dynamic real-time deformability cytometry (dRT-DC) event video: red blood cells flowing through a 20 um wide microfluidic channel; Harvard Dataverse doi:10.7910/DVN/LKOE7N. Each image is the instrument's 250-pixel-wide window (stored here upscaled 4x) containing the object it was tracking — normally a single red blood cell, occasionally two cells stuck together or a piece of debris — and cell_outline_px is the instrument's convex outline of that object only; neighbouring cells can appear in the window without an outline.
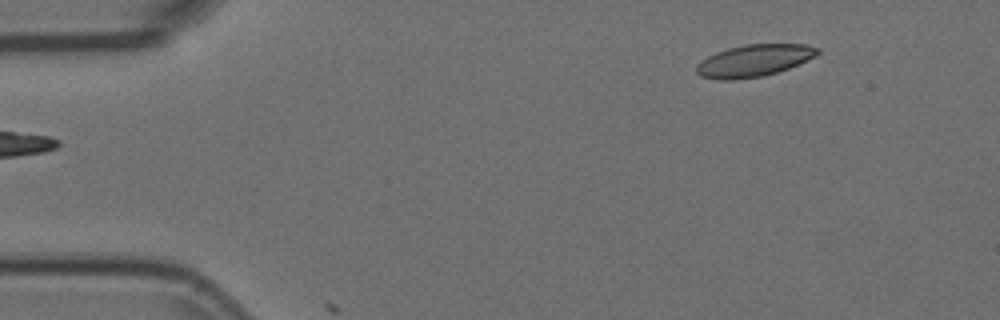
{"species": "Egyptian fruit bat (a non-hibernating species)", "species_latin": "Rousettus aegyptiacus", "temperature_condition": "room temperature", "stored_images_in_passage": 10, "camera_frame_rate_fps": 3000, "um_per_image_px": 0.085, "animal": {"sex": "female"}, "frame": {"image": 1, "passage_image": 1, "time_ms": 0.0, "image_size_px": [1000, 320], "cell_outline_px": [[820, 52], [816, 56], [788, 68], [776, 72], [760, 76], [732, 80], [720, 80], [700, 76], [696, 72], [696, 64], [708, 56], [716, 52], [728, 48], [748, 44], [808, 44], [820, 48]], "centroid_in_image_um": [64.09, 5.14], "position_along_channel_um": 20.9, "area_um2": 22.48}}
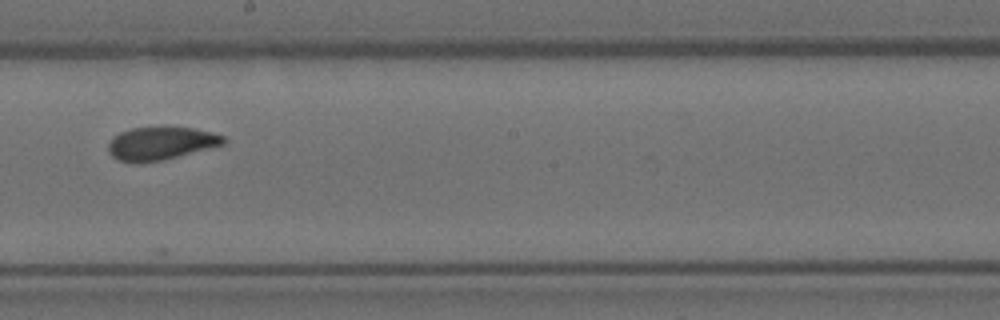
{"frame": {"image": 2, "passage_image": 7, "time_ms": 2.0, "image_size_px": [1000, 320], "cell_outline_px": [[228, 140], [224, 144], [164, 160], [140, 164], [132, 164], [116, 160], [108, 152], [108, 144], [112, 136], [120, 132], [132, 128], [164, 124], [192, 128], [212, 132], [224, 136]], "centroid_in_image_um": [13.63, 12.17], "position_along_channel_um": 234.6, "area_um2": 23.24}}
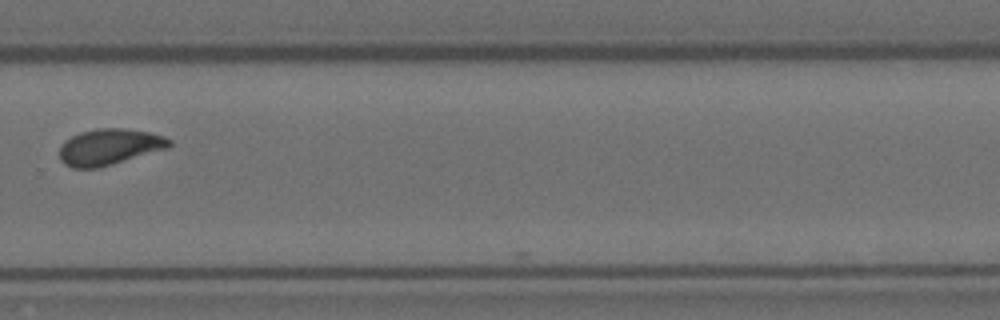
{"frame": {"image": 3, "passage_image": 9, "time_ms": 2.667, "image_size_px": [1000, 320], "cell_outline_px": [[172, 144], [168, 148], [100, 168], [72, 168], [64, 164], [60, 160], [60, 144], [64, 140], [80, 132], [96, 128], [128, 128], [152, 132], [164, 136], [172, 140]], "centroid_in_image_um": [9.3, 12.48], "position_along_channel_um": 320.5, "area_um2": 23.52}}